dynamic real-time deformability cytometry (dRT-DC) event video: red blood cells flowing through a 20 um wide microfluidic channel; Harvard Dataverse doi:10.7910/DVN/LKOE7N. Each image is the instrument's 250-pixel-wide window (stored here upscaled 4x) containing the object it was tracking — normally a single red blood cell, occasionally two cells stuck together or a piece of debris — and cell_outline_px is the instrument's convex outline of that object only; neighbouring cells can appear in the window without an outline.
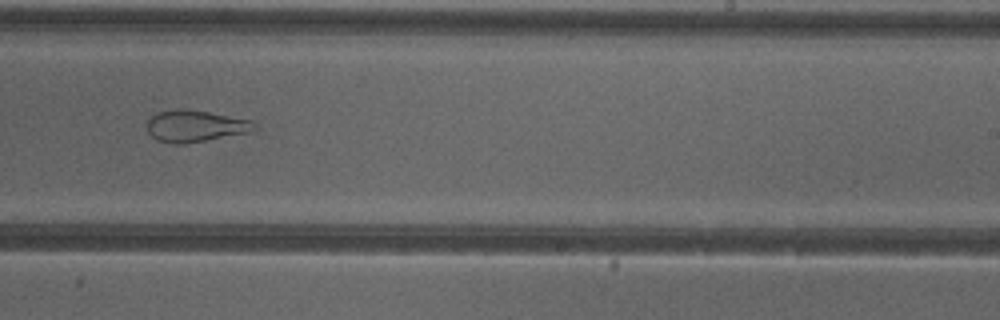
{"species": "common noctule bat (a hibernating species)", "species_latin": "Nyctalus noctula", "temperature_condition": "cold", "stored_images_in_passage": 43, "segment_of_instrument_passage": [2, 2], "camera_frame_rate_fps": 3000, "um_per_image_px": 0.085, "animal": {"sex": "female"}, "frame": {"image": 1, "passage_image": 32, "time_ms": 10.333, "image_size_px": [1000, 320], "cell_outline_px": [[260, 128], [252, 132], [180, 144], [172, 144], [160, 140], [152, 136], [148, 132], [148, 120], [156, 112], [180, 108], [208, 112], [252, 120]], "centroid_in_image_um": [16.64, 10.7], "position_along_channel_um": 272.4, "area_um2": 19.71}}
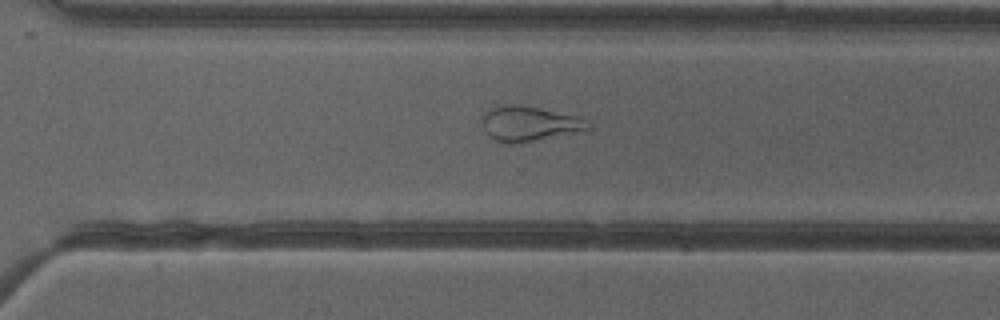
{"frame": {"image": 2, "passage_image": 36, "time_ms": 11.667, "image_size_px": [1000, 320], "cell_outline_px": [[592, 128], [588, 132], [516, 144], [508, 144], [496, 140], [488, 136], [480, 124], [480, 120], [484, 112], [492, 108], [508, 104], [540, 108], [584, 116], [592, 124]], "centroid_in_image_um": [45.1, 10.54], "position_along_channel_um": 325.5, "area_um2": 22.66}}